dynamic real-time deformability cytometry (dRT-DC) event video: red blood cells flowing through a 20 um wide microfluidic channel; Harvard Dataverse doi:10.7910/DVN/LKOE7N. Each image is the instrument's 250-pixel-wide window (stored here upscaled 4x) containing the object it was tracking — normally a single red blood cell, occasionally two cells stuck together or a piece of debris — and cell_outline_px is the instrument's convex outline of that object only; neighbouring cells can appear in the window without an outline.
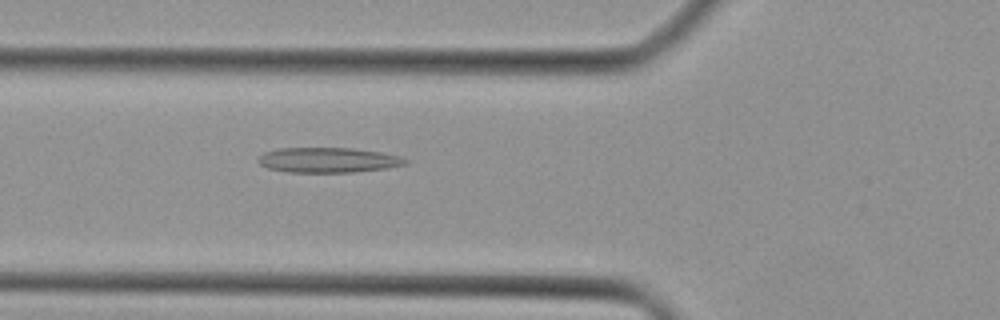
{"species": "Egyptian fruit bat (a non-hibernating species)", "species_latin": "Rousettus aegyptiacus", "temperature_condition": "cold", "stored_images_in_passage": 33, "camera_frame_rate_fps": 3000, "um_per_image_px": 0.085, "animal": {"sex": "female"}, "frame": {"image": 1, "passage_image": 9, "time_ms": 2.667, "image_size_px": [1000, 320], "cell_outline_px": [[408, 164], [388, 168], [352, 172], [288, 172], [268, 168], [260, 164], [256, 160], [264, 152], [280, 148], [352, 148], [380, 152], [400, 156], [408, 160]], "centroid_in_image_um": [27.9, 13.6], "position_along_channel_um": 97.9, "area_um2": 21.5}}
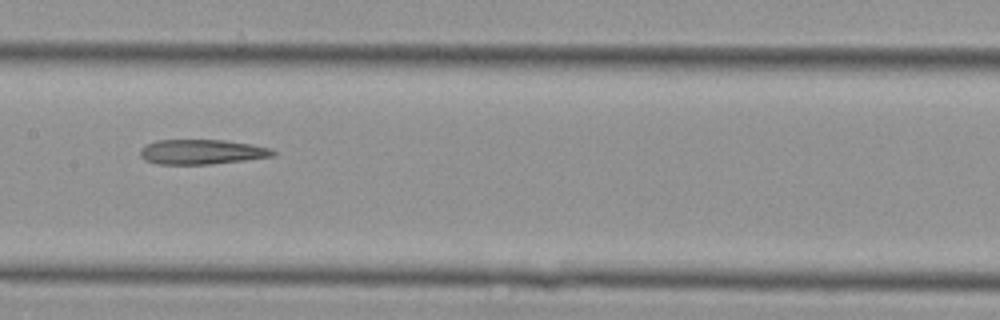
{"frame": {"image": 2, "passage_image": 15, "time_ms": 4.667, "image_size_px": [1000, 320], "cell_outline_px": [[276, 156], [244, 160], [208, 164], [156, 164], [144, 160], [140, 156], [140, 148], [156, 140], [224, 140], [252, 144], [272, 148], [276, 152]], "centroid_in_image_um": [17.16, 12.91], "position_along_channel_um": 190.2, "area_um2": 19.31}}
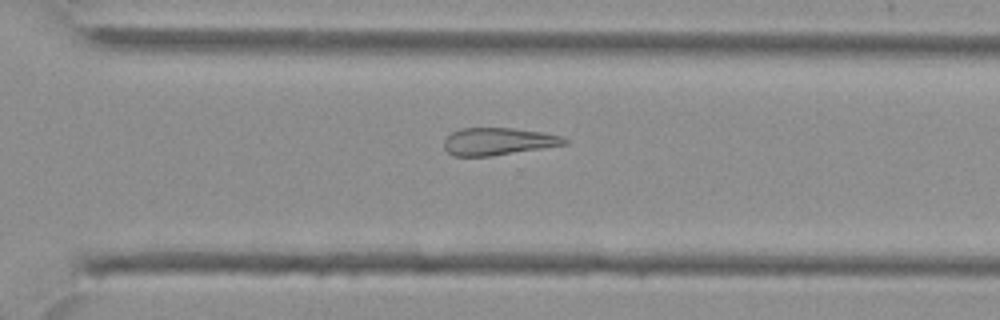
{"frame": {"image": 3, "passage_image": 24, "time_ms": 7.667, "image_size_px": [1000, 320], "cell_outline_px": [[568, 144], [492, 156], [452, 156], [444, 148], [444, 140], [452, 132], [460, 128], [512, 128], [544, 132], [560, 136], [568, 140]], "centroid_in_image_um": [42.33, 12.02], "position_along_channel_um": 328.3, "area_um2": 19.25}}